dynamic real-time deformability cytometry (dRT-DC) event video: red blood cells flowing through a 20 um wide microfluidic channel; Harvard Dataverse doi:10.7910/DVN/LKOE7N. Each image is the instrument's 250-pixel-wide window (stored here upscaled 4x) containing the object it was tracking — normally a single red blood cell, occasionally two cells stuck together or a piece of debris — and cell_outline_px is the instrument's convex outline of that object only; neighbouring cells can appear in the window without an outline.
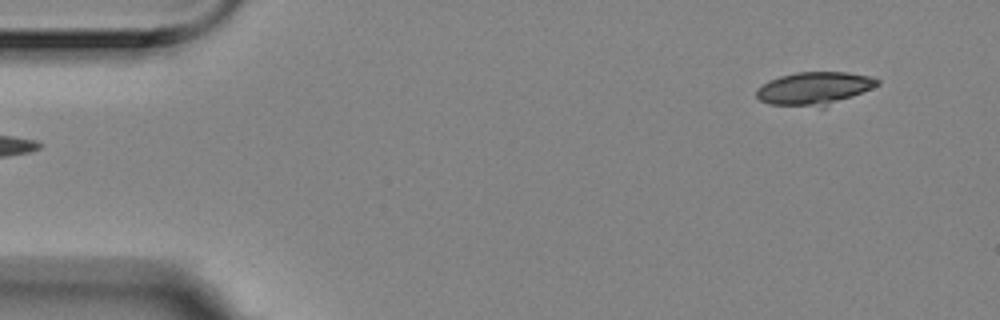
{"species": "Egyptian fruit bat (a non-hibernating species)", "species_latin": "Rousettus aegyptiacus", "temperature_condition": "room temperature", "stored_images_in_passage": 4, "segment_of_instrument_passage": [2, 2], "camera_frame_rate_fps": 3000, "um_per_image_px": 0.085, "animal": {"sex": "female"}, "frame": {"image": 1, "passage_image": 4, "time_ms": 1.0, "image_size_px": [1000, 320], "cell_outline_px": [[880, 84], [872, 88], [824, 108], [768, 104], [760, 100], [756, 96], [756, 88], [768, 80], [780, 76], [796, 72], [848, 72], [872, 76], [880, 80]], "centroid_in_image_um": [69.2, 7.52], "position_along_channel_um": 15.8, "area_um2": 23.58}}